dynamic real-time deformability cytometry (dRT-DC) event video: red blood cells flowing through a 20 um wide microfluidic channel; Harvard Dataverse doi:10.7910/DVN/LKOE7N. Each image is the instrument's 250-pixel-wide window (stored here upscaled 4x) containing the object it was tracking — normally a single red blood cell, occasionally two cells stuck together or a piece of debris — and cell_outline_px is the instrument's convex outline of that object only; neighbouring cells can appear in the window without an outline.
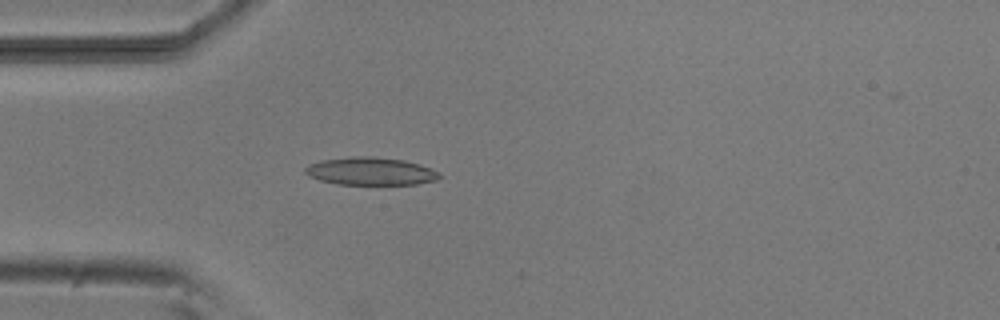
{"species": "common noctule bat (a hibernating species)", "species_latin": "Nyctalus noctula", "temperature_condition": "room temperature", "stored_images_in_passage": 5, "camera_frame_rate_fps": 3000, "um_per_image_px": 0.085, "animal": {"sex": "male", "body_mass_g": 20.5, "forearm_length_mm": 52.5}, "frame": {"image": 1, "passage_image": 5, "time_ms": 4.333, "image_size_px": [1000, 320], "cell_outline_px": [[440, 176], [436, 180], [416, 184], [336, 184], [320, 180], [308, 176], [304, 172], [304, 168], [308, 164], [320, 160], [352, 156], [372, 156], [404, 160], [420, 164], [440, 172]], "centroid_in_image_um": [31.47, 14.54], "position_along_channel_um": 53.5, "area_um2": 21.85}}